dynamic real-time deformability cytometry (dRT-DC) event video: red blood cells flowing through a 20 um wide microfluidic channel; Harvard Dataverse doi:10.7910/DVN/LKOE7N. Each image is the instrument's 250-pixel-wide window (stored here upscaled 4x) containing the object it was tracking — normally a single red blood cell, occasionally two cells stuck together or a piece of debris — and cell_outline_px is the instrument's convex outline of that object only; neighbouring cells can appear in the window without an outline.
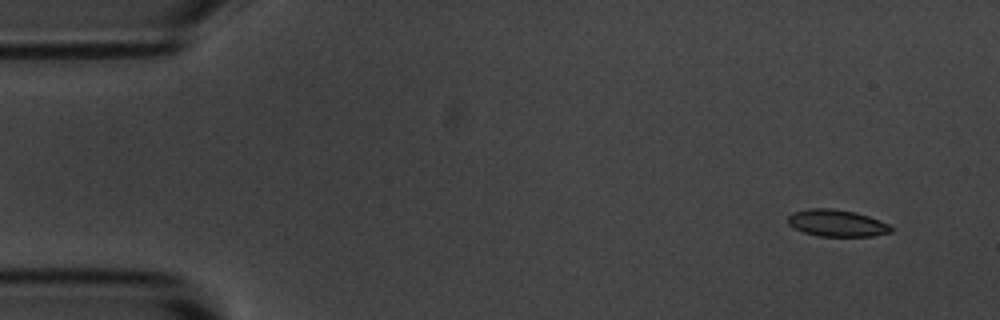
{"species": "common noctule bat (a hibernating species)", "species_latin": "Nyctalus noctula", "temperature_condition": "room temperature", "stored_images_in_passage": 8, "camera_frame_rate_fps": 3000, "um_per_image_px": 0.085, "animal": {"sex": "male", "body_mass_g": 20.1, "forearm_length_mm": 53.5}, "frame": {"image": 1, "passage_image": 1, "time_ms": 0.0, "image_size_px": [1000, 320], "cell_outline_px": [[896, 228], [892, 232], [872, 236], [820, 236], [804, 232], [788, 224], [788, 216], [792, 212], [808, 208], [832, 208], [856, 212], [880, 220]], "centroid_in_image_um": [71.16, 18.95], "position_along_channel_um": 13.8, "area_um2": 16.24}}
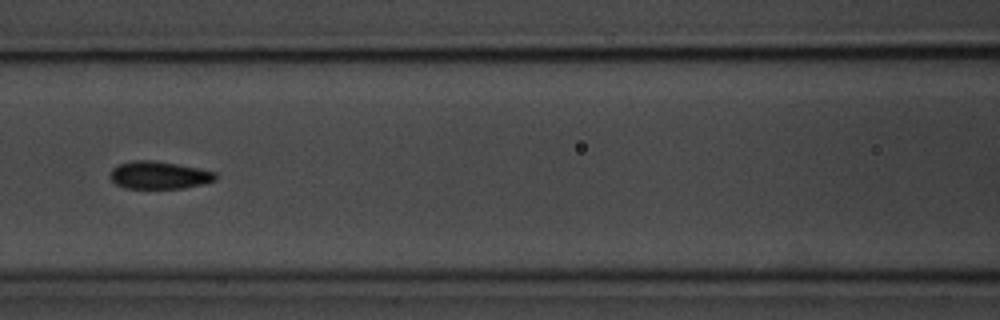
{"frame": {"image": 2, "passage_image": 6, "time_ms": 6.667, "image_size_px": [1000, 320], "cell_outline_px": [[220, 176], [216, 180], [204, 184], [184, 188], [124, 188], [116, 184], [108, 176], [112, 168], [120, 164], [132, 160], [152, 160], [176, 164], [216, 172]], "centroid_in_image_um": [13.53, 14.89], "position_along_channel_um": 153.1, "area_um2": 17.05}}
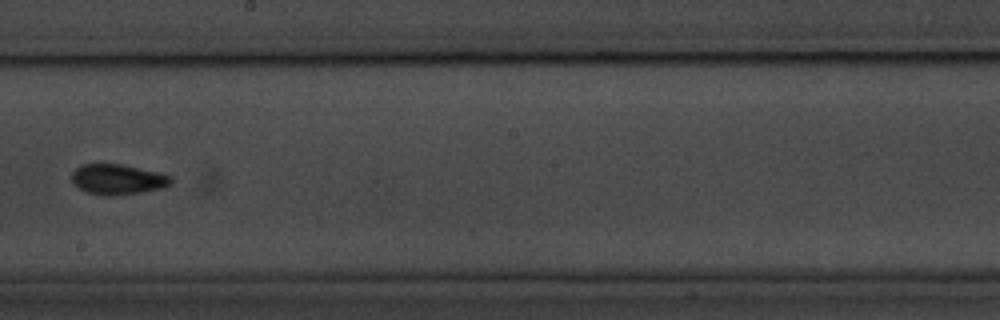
{"frame": {"image": 3, "passage_image": 8, "time_ms": 9.0, "image_size_px": [1000, 320], "cell_outline_px": [[172, 184], [160, 188], [140, 192], [116, 196], [100, 196], [88, 192], [72, 184], [72, 172], [80, 164], [124, 164], [172, 176]], "centroid_in_image_um": [9.98, 15.25], "position_along_channel_um": 238.2, "area_um2": 17.63}}